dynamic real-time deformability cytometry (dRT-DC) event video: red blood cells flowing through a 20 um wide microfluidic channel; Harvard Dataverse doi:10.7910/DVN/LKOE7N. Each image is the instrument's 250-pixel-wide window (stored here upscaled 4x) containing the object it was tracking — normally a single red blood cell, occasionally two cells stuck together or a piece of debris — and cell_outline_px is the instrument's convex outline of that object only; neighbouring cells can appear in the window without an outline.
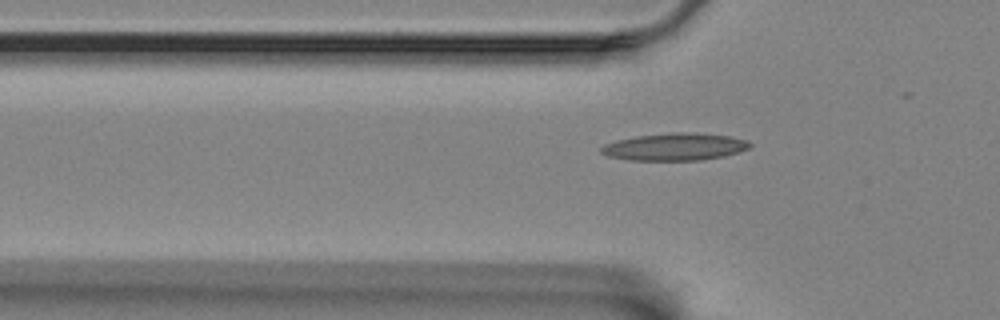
{"species": "Egyptian fruit bat (a non-hibernating species)", "species_latin": "Rousettus aegyptiacus", "temperature_condition": "room temperature", "stored_images_in_passage": 37, "camera_frame_rate_fps": 3000, "um_per_image_px": 0.085, "animal": {"sex": "female"}, "frame": {"image": 1, "passage_image": 7, "time_ms": 2.0, "image_size_px": [1000, 320], "cell_outline_px": [[752, 148], [740, 152], [724, 156], [700, 160], [632, 160], [608, 156], [600, 152], [600, 148], [604, 144], [616, 140], [636, 136], [676, 132], [692, 132], [732, 136], [748, 140], [752, 144]], "centroid_in_image_um": [57.42, 12.47], "position_along_channel_um": 68.4, "area_um2": 23.87}}
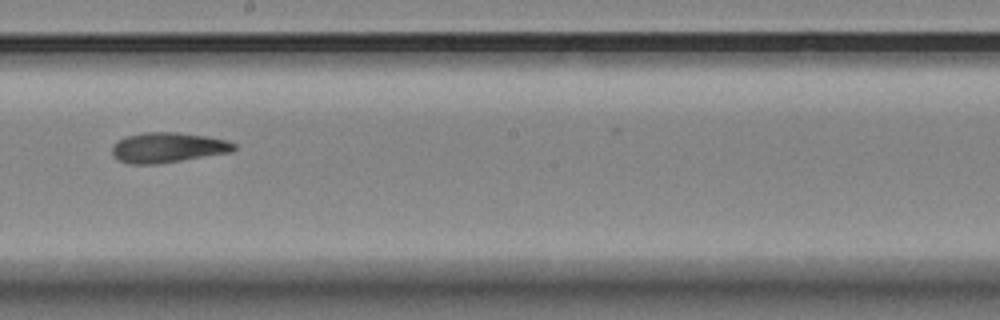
{"frame": {"image": 2, "passage_image": 21, "time_ms": 6.667, "image_size_px": [1000, 320], "cell_outline_px": [[236, 148], [232, 152], [156, 164], [132, 164], [120, 160], [112, 156], [112, 148], [124, 136], [144, 132], [176, 132], [208, 136], [224, 140], [236, 144]], "centroid_in_image_um": [14.27, 12.53], "position_along_channel_um": 233.9, "area_um2": 21.27}}
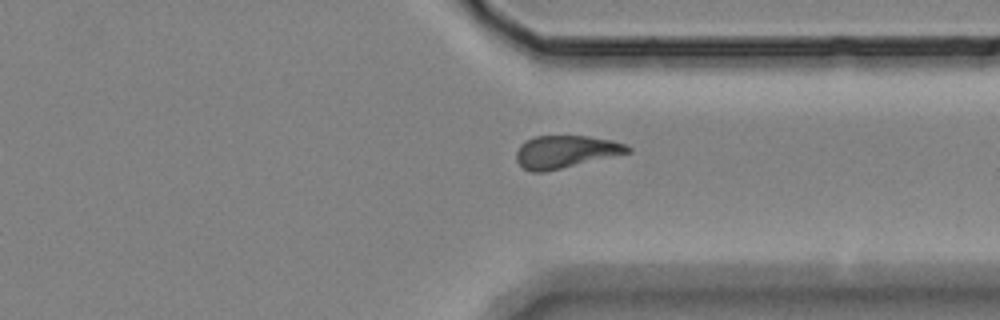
{"frame": {"image": 3, "passage_image": 32, "time_ms": 10.333, "image_size_px": [1000, 320], "cell_outline_px": [[632, 152], [544, 172], [532, 172], [524, 168], [516, 160], [516, 152], [520, 144], [524, 140], [536, 136], [588, 136], [612, 140], [624, 144], [632, 148]], "centroid_in_image_um": [48.06, 12.89], "position_along_channel_um": 363.3, "area_um2": 21.1}, "authors_computed_cell_mechanics": {"area_um2": 21.2704, "velocity_mm_per_s": 3.5233, "shape_relaxation_time_tau1_ms": 6.2344, "shape_relaxation_time_tau2_ms": 4.3606, "deformation_change_tau1": 0.1862, "deformation_change_tau2": 0.1314}}